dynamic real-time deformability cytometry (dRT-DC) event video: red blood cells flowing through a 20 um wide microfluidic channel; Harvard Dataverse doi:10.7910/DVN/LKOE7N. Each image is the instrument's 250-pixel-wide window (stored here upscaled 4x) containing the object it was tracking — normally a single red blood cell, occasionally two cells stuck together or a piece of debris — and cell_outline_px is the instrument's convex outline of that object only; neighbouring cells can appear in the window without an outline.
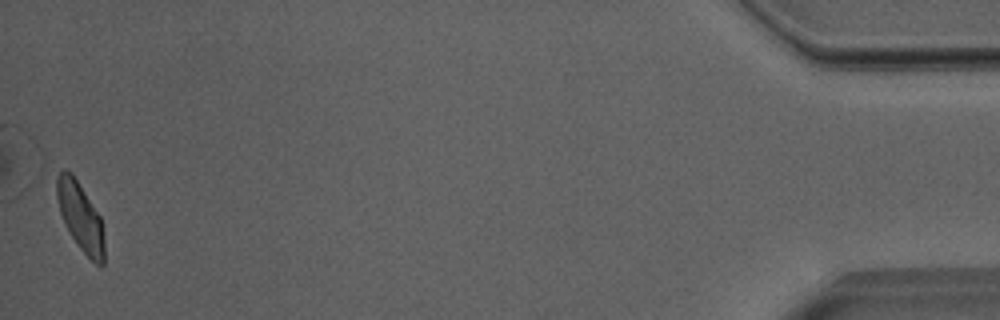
{"species": "Egyptian fruit bat (a non-hibernating species)", "species_latin": "Rousettus aegyptiacus", "temperature_condition": "room temperature", "stored_images_in_passage": 51, "camera_frame_rate_fps": 3000, "um_per_image_px": 0.085, "animal": {"sex": "male"}, "frame": {"image": 1, "passage_image": 51, "time_ms": 16.667, "image_size_px": [1000, 320], "cell_outline_px": [[104, 264], [100, 268], [80, 248], [64, 224], [36, 180], [44, 164], [64, 168], [72, 172], [100, 216], [104, 236]], "centroid_in_image_um": [6.32, 17.86], "position_along_channel_um": 428.9, "area_um2": 23.58}, "authors_computed_cell_mechanics": {"area_um2": 20.1722, "velocity_mm_per_s": 3.9846, "shape_relaxation_time_tau1_ms": 3.817, "shape_relaxation_time_tau2_ms": 1.4622, "deformation_change_tau1": 0.112, "deformation_change_tau2": 0.0722}}